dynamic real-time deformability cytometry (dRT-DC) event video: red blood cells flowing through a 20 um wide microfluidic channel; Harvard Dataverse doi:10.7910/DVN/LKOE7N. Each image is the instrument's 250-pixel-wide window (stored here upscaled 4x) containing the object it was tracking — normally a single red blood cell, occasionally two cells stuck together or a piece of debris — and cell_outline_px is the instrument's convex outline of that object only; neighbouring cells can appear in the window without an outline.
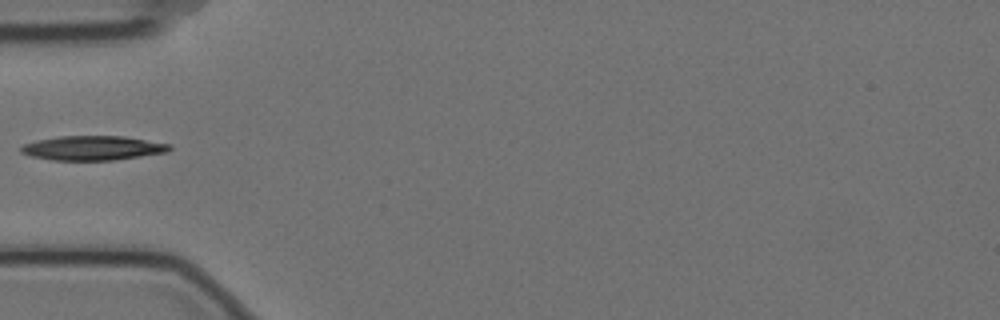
{"species": "Egyptian fruit bat (a non-hibernating species)", "species_latin": "Rousettus aegyptiacus", "temperature_condition": "cold", "stored_images_in_passage": 9, "camera_frame_rate_fps": 3000, "um_per_image_px": 0.085, "animal": {"sex": "female"}, "frame": {"image": 1, "passage_image": 6, "time_ms": 1.667, "image_size_px": [1000, 320], "cell_outline_px": [[172, 148], [168, 152], [112, 160], [52, 160], [32, 156], [20, 152], [20, 148], [24, 144], [36, 140], [60, 136], [124, 136], [172, 144]], "centroid_in_image_um": [7.9, 12.57], "position_along_channel_um": 77.1, "area_um2": 21.1}}
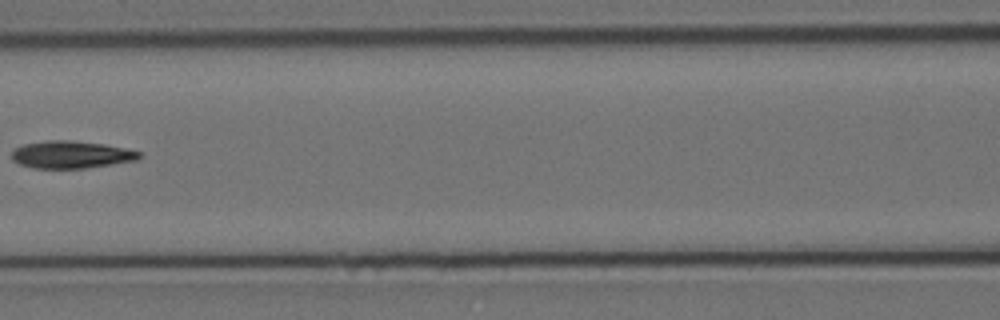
{"frame": {"image": 2, "passage_image": 8, "time_ms": 2.333, "image_size_px": [1000, 320], "cell_outline_px": [[140, 156], [136, 160], [112, 164], [84, 168], [32, 168], [20, 164], [12, 160], [12, 152], [16, 148], [24, 144], [48, 140], [72, 140], [104, 144], [124, 148], [140, 152]], "centroid_in_image_um": [6.02, 13.14], "position_along_channel_um": 160.6, "area_um2": 20.17}}
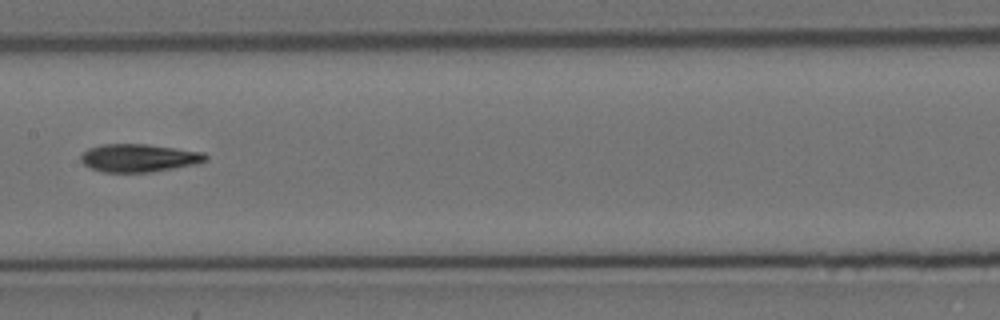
{"frame": {"image": 3, "passage_image": 9, "time_ms": 2.667, "image_size_px": [1000, 320], "cell_outline_px": [[208, 160], [196, 164], [152, 172], [104, 172], [92, 168], [84, 164], [80, 160], [80, 156], [88, 148], [100, 144], [148, 144], [204, 152], [208, 156]], "centroid_in_image_um": [11.82, 13.42], "position_along_channel_um": 195.6, "area_um2": 20.4}}